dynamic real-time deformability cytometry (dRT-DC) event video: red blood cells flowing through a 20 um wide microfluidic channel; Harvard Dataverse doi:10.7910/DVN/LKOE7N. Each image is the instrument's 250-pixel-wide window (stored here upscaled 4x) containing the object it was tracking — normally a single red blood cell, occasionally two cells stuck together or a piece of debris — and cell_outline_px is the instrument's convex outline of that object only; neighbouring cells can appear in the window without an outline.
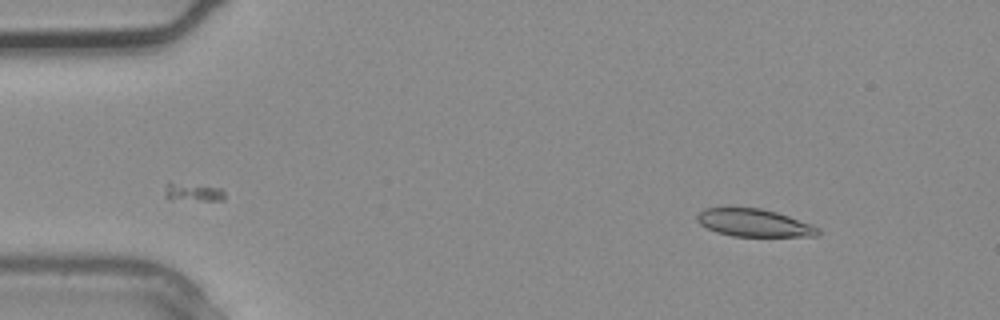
{"species": "common noctule bat (a hibernating species)", "species_latin": "Nyctalus noctula", "temperature_condition": "warm", "stored_images_in_passage": 2, "camera_frame_rate_fps": 3000, "um_per_image_px": 0.085, "animal": {"sex": "male", "body_mass_g": 20.4}, "frame": {"image": 1, "passage_image": 2, "time_ms": 0.333, "image_size_px": [1000, 320], "cell_outline_px": [[820, 232], [816, 236], [732, 236], [716, 232], [700, 224], [696, 220], [696, 216], [704, 208], [724, 204], [760, 208], [776, 212], [812, 224], [820, 228]], "centroid_in_image_um": [64.01, 18.89], "position_along_channel_um": 21.0, "area_um2": 20.17}}